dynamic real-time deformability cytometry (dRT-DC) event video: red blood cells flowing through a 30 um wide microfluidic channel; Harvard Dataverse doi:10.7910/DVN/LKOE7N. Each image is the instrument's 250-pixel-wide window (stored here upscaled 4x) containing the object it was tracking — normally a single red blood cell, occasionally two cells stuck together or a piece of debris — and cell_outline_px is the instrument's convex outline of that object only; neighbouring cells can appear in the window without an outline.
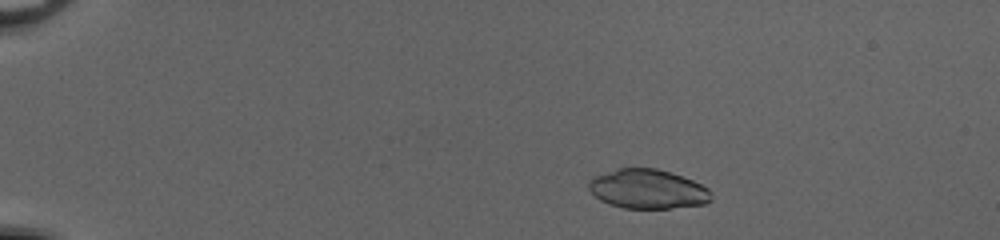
{"species": "common noctule bat (a hibernating species)", "species_latin": "Nyctalus noctula", "temperature_condition": "cold", "stored_images_in_passage": 47, "camera_frame_rate_fps": 3000, "um_per_image_px": 0.085, "animal": {"sex": "female", "body_mass_g": 20.0, "forearm_length_mm": 54.0}, "frame": {"image": 1, "passage_image": 6, "time_ms": 1.667, "image_size_px": [1000, 240], "cell_outline_px": [[712, 200], [704, 204], [668, 208], [624, 208], [600, 200], [588, 188], [588, 180], [592, 176], [620, 168], [656, 168], [692, 180], [708, 188]], "centroid_in_image_um": [55.03, 16.06], "position_along_channel_um": 30.0, "area_um2": 27.8}}
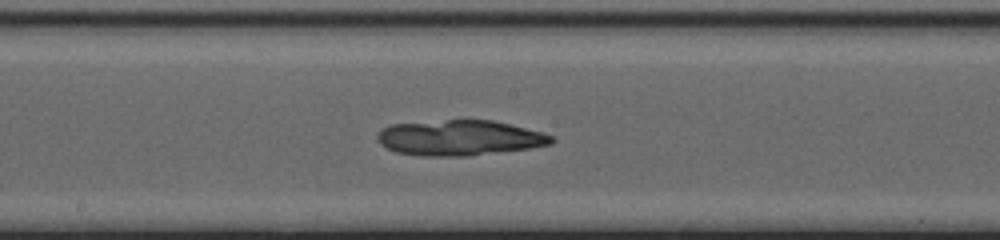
{"frame": {"image": 2, "passage_image": 26, "time_ms": 8.333, "image_size_px": [1000, 240], "cell_outline_px": [[556, 140], [552, 144], [528, 148], [464, 156], [424, 156], [396, 152], [380, 144], [376, 136], [384, 128], [392, 124], [448, 120], [492, 120], [540, 132], [552, 136]], "centroid_in_image_um": [39.05, 11.72], "position_along_channel_um": 209.2, "area_um2": 35.37}}
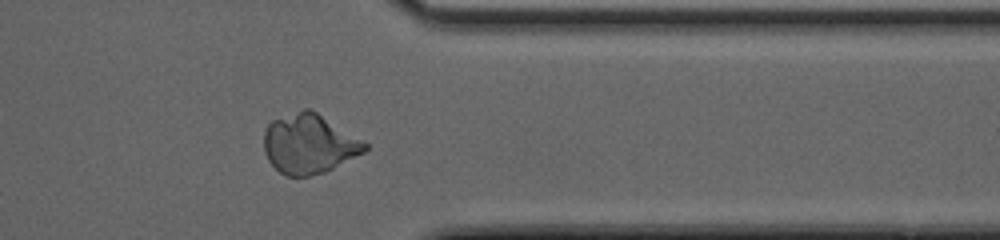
{"frame": {"image": 3, "passage_image": 39, "time_ms": 12.667, "image_size_px": [1000, 240], "cell_outline_px": [[368, 148], [364, 152], [324, 172], [308, 176], [288, 176], [280, 172], [268, 160], [264, 152], [264, 132], [268, 124], [272, 120], [304, 108], [308, 108], [316, 112], [364, 140], [368, 144]], "centroid_in_image_um": [26.26, 12.22], "position_along_channel_um": 385.1, "area_um2": 34.8}}